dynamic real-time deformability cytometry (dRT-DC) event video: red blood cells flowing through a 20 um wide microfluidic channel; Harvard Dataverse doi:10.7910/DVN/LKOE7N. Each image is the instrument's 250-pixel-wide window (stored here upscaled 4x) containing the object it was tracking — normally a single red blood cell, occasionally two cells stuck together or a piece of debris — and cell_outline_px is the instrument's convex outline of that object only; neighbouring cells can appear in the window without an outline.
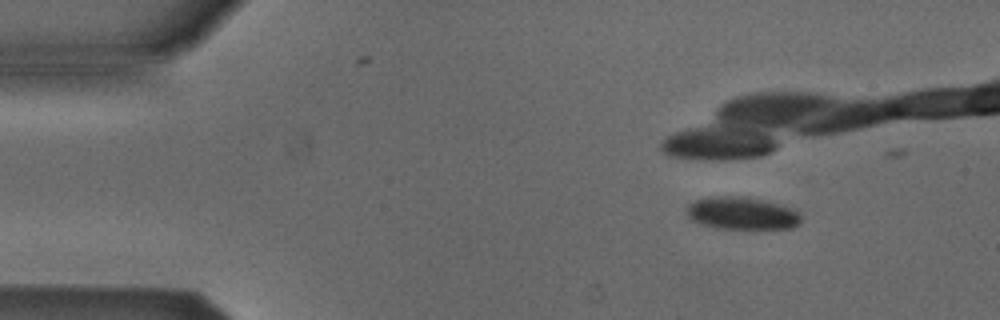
{"species": "Egyptian fruit bat (a non-hibernating species)", "species_latin": "Rousettus aegyptiacus", "temperature_condition": "cold", "stored_images_in_passage": 4, "camera_frame_rate_fps": 3000, "um_per_image_px": 0.085, "animal": {"sex": "male"}, "frame": {"image": 1, "passage_image": 2, "time_ms": 0.333, "image_size_px": [1000, 320], "cell_outline_px": [[800, 224], [792, 228], [716, 228], [692, 220], [688, 216], [688, 208], [696, 200], [716, 196], [736, 196], [760, 200], [776, 204], [788, 208], [796, 212], [800, 216]], "centroid_in_image_um": [63.06, 18.14], "position_along_channel_um": 21.9, "area_um2": 20.81}}